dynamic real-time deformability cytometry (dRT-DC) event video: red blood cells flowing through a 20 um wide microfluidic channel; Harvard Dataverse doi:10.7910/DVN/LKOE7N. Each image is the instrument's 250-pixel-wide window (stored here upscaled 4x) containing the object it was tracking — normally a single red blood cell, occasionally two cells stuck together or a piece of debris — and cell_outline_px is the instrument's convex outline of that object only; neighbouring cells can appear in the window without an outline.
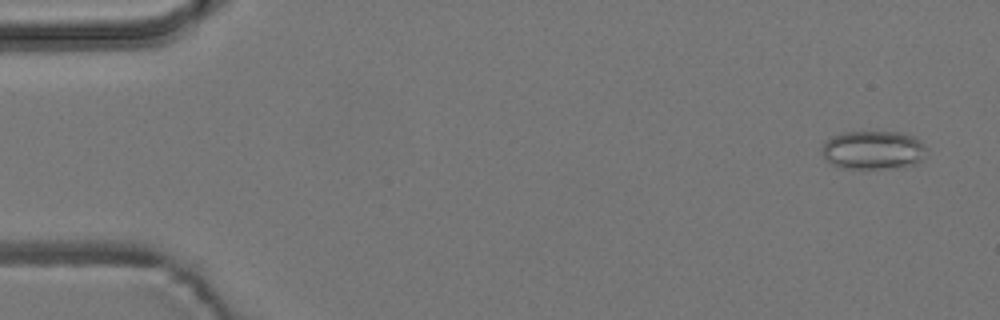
{"species": "common noctule bat (a hibernating species)", "species_latin": "Nyctalus noctula", "temperature_condition": "room temperature", "stored_images_in_passage": 5, "camera_frame_rate_fps": 3000, "um_per_image_px": 0.085, "animal": {"sex": "male", "body_mass_g": 19.2, "forearm_length_mm": 51.8}, "frame": {"image": 1, "passage_image": 1, "time_ms": 0.0, "image_size_px": [1000, 320], "cell_outline_px": [[928, 148], [920, 160], [916, 164], [896, 168], [840, 168], [832, 164], [820, 152], [820, 148], [832, 136], [844, 132], [900, 132], [912, 136], [920, 140]], "centroid_in_image_um": [74.23, 12.75], "position_along_channel_um": 10.8, "area_um2": 23.58}}